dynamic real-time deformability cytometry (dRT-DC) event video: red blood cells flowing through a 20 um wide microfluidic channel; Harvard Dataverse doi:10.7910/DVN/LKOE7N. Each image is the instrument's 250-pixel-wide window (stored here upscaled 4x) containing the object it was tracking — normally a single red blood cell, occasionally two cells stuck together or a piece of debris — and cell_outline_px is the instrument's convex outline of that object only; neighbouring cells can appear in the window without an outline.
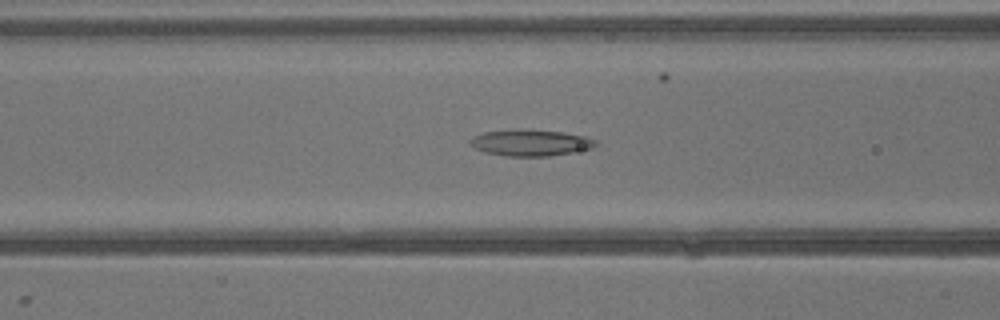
{"species": "common noctule bat (a hibernating species)", "species_latin": "Nyctalus noctula", "temperature_condition": "warm", "stored_images_in_passage": 32, "camera_frame_rate_fps": 3000, "um_per_image_px": 0.085, "animal": {"sex": "male", "body_mass_g": 13.3}, "frame": {"image": 1, "passage_image": 12, "time_ms": 3.667, "image_size_px": [1000, 320], "cell_outline_px": [[600, 144], [592, 148], [572, 152], [548, 156], [504, 156], [484, 152], [476, 148], [468, 140], [472, 136], [484, 132], [516, 128], [520, 128], [564, 132], [584, 136], [596, 140]], "centroid_in_image_um": [45.09, 12.11], "position_along_channel_um": 121.5, "area_um2": 19.54}}
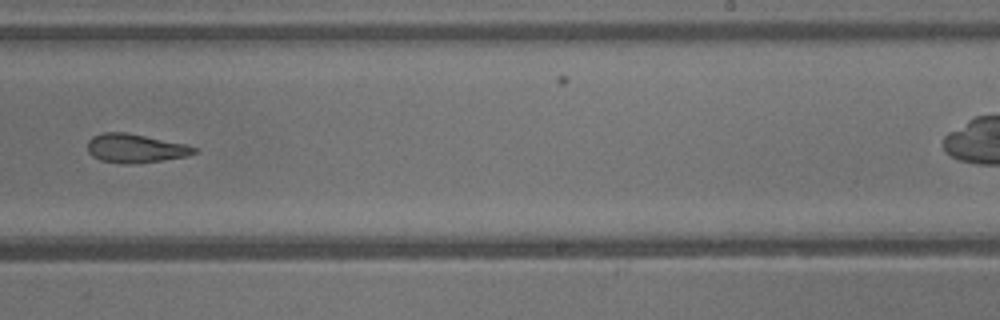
{"frame": {"image": 2, "passage_image": 21, "time_ms": 6.667, "image_size_px": [1000, 320], "cell_outline_px": [[200, 152], [184, 156], [160, 160], [132, 164], [124, 164], [100, 160], [92, 156], [88, 152], [88, 140], [92, 136], [104, 132], [124, 132], [184, 144], [196, 148]], "centroid_in_image_um": [11.45, 12.61], "position_along_channel_um": 277.5, "area_um2": 17.63}}
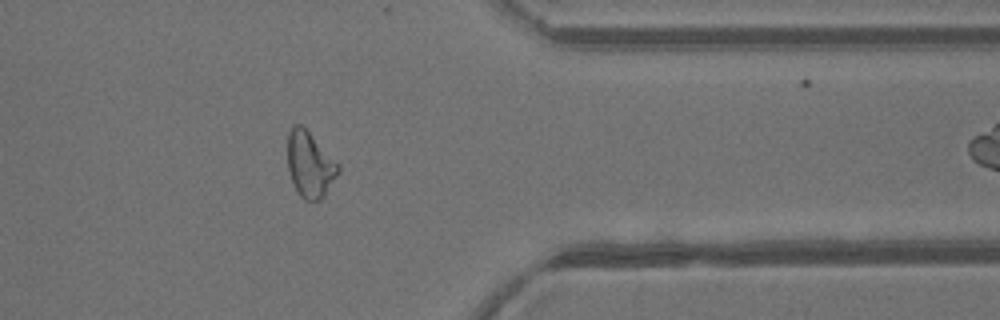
{"frame": {"image": 3, "passage_image": 28, "time_ms": 9.0, "image_size_px": [1000, 320], "cell_outline_px": [[340, 172], [324, 196], [320, 200], [304, 200], [300, 196], [292, 180], [288, 168], [288, 132], [292, 124], [300, 124], [340, 164]], "centroid_in_image_um": [26.35, 13.99], "position_along_channel_um": 385.0, "area_um2": 19.25}}